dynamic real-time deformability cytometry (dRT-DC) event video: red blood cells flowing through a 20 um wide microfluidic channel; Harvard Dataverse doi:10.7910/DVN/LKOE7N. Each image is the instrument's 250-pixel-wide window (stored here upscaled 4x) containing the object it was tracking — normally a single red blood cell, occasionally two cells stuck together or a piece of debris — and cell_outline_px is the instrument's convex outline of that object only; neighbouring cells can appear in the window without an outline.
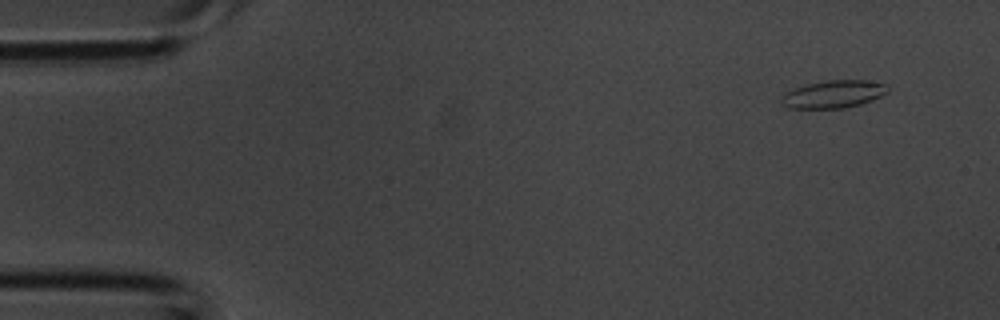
{"species": "common noctule bat (a hibernating species)", "species_latin": "Nyctalus noctula", "temperature_condition": "room temperature", "stored_images_in_passage": 38, "camera_frame_rate_fps": 3000, "um_per_image_px": 0.085, "animal": {"sex": "male", "body_mass_g": 20.1, "forearm_length_mm": 53.5}, "frame": {"image": 1, "passage_image": 1, "time_ms": 0.0, "image_size_px": [1000, 320], "cell_outline_px": [[888, 92], [872, 100], [860, 104], [844, 108], [788, 108], [780, 104], [780, 96], [784, 92], [808, 84], [828, 80], [864, 80], [888, 84]], "centroid_in_image_um": [70.82, 8.01], "position_along_channel_um": 14.2, "area_um2": 17.17}}
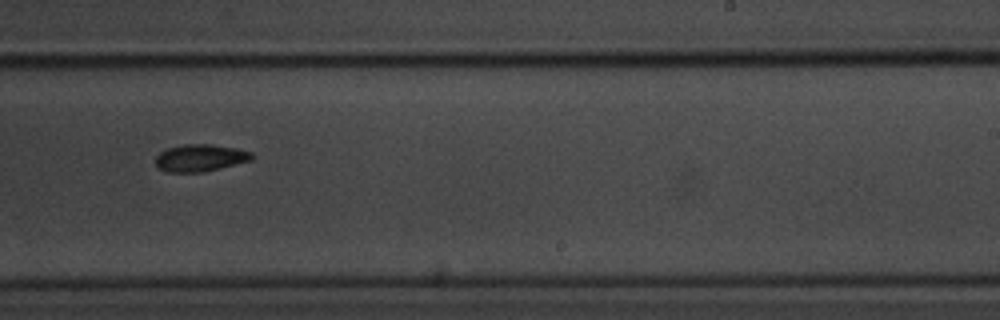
{"frame": {"image": 2, "passage_image": 22, "time_ms": 7.0, "image_size_px": [1000, 320], "cell_outline_px": [[252, 160], [220, 168], [200, 172], [168, 172], [160, 168], [156, 164], [156, 156], [160, 152], [168, 148], [184, 144], [212, 144], [236, 148], [252, 152]], "centroid_in_image_um": [17.02, 13.41], "position_along_channel_um": 272.0, "area_um2": 15.09}}
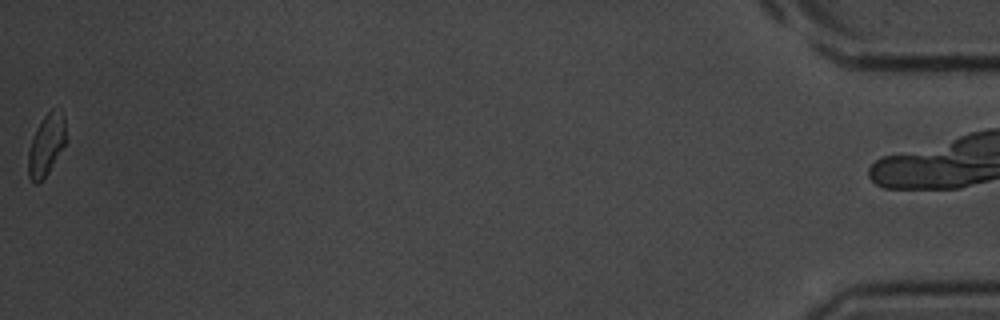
{"frame": {"image": 3, "passage_image": 37, "time_ms": 12.0, "image_size_px": [1000, 320], "cell_outline_px": [[68, 140], [48, 172], [36, 184], [28, 176], [28, 148], [36, 128], [44, 116], [52, 108], [64, 116]], "centroid_in_image_um": [3.95, 12.3], "position_along_channel_um": 431.3, "area_um2": 13.47}}